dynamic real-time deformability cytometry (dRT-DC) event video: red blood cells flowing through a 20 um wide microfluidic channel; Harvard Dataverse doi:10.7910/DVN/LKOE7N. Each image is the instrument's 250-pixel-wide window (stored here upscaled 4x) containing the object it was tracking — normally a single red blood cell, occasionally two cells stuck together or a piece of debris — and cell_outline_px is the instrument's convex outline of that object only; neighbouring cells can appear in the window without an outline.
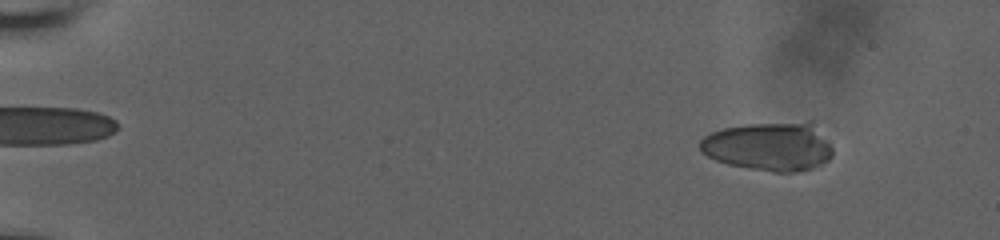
{"species": "human", "species_latin": "Homo sapiens", "temperature_condition": "room temperature", "stored_images_in_passage": 61, "camera_frame_rate_fps": 3000, "um_per_image_px": 0.085, "donor": {"sex": "male"}, "frame": {"image": 1, "passage_image": 8, "time_ms": 2.333, "image_size_px": [1000, 240], "cell_outline_px": [[832, 156], [828, 160], [812, 168], [792, 172], [772, 172], [728, 164], [716, 160], [700, 152], [700, 140], [704, 136], [712, 132], [724, 128], [748, 124], [808, 120], [812, 120], [832, 148]], "centroid_in_image_um": [65.38, 12.42], "position_along_channel_um": 19.6, "area_um2": 37.86}}
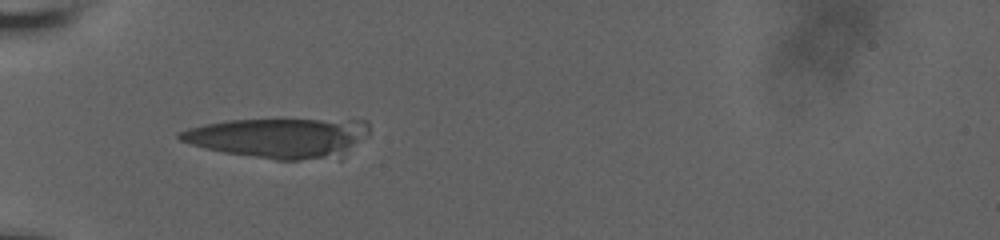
{"frame": {"image": 2, "passage_image": 23, "time_ms": 7.333, "image_size_px": [1000, 240], "cell_outline_px": [[368, 136], [340, 160], [276, 160], [224, 152], [192, 144], [180, 140], [176, 136], [176, 132], [188, 128], [204, 124], [228, 120], [368, 120]], "centroid_in_image_um": [23.81, 11.74], "position_along_channel_um": 61.2, "area_um2": 44.68}}